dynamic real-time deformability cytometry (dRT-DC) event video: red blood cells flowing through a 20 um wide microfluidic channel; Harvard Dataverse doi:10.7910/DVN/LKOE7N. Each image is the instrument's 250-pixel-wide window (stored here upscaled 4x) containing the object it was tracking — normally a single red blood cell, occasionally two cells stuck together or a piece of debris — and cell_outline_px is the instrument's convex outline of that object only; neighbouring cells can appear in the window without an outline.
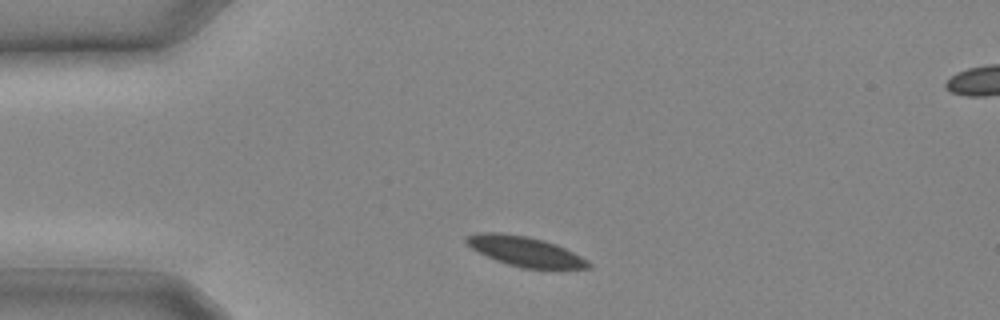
{"species": "common noctule bat (a hibernating species)", "species_latin": "Nyctalus noctula", "temperature_condition": "cold", "stored_images_in_passage": 8, "camera_frame_rate_fps": 3000, "um_per_image_px": 0.085, "animal": {"sex": "male", "body_mass_g": 20.4}, "frame": {"image": 1, "passage_image": 1, "time_ms": 0.0, "image_size_px": [1000, 320], "cell_outline_px": [[592, 264], [588, 268], [524, 268], [508, 264], [496, 260], [472, 248], [464, 240], [468, 236], [484, 232], [500, 232], [528, 236], [544, 240], [556, 244], [588, 260]], "centroid_in_image_um": [44.65, 21.35], "position_along_channel_um": 40.4, "area_um2": 20.81}}
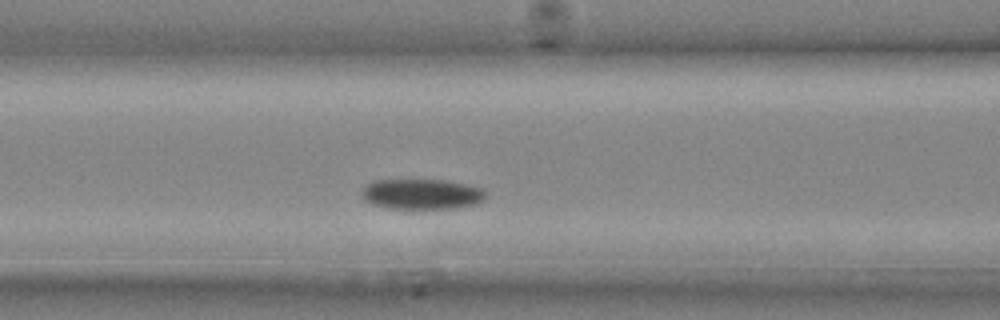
{"frame": {"image": 2, "passage_image": 6, "time_ms": 1.667, "image_size_px": [1000, 320], "cell_outline_px": [[488, 196], [484, 200], [476, 204], [452, 208], [384, 208], [372, 204], [364, 200], [360, 192], [368, 184], [376, 180], [440, 180], [464, 184], [480, 188]], "centroid_in_image_um": [35.82, 16.51], "position_along_channel_um": 130.8, "area_um2": 21.73}}
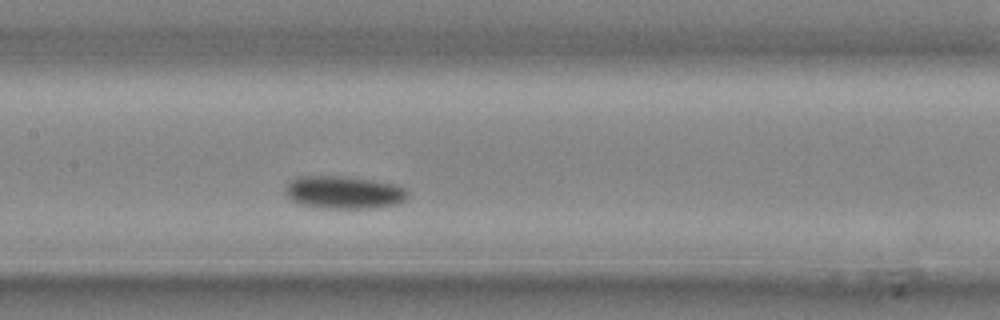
{"frame": {"image": 3, "passage_image": 8, "time_ms": 2.333, "image_size_px": [1000, 320], "cell_outline_px": [[408, 196], [400, 204], [376, 208], [324, 208], [300, 204], [288, 200], [284, 192], [284, 188], [296, 176], [352, 176], [392, 184], [408, 188]], "centroid_in_image_um": [29.22, 16.35], "position_along_channel_um": 178.2, "area_um2": 23.81}}